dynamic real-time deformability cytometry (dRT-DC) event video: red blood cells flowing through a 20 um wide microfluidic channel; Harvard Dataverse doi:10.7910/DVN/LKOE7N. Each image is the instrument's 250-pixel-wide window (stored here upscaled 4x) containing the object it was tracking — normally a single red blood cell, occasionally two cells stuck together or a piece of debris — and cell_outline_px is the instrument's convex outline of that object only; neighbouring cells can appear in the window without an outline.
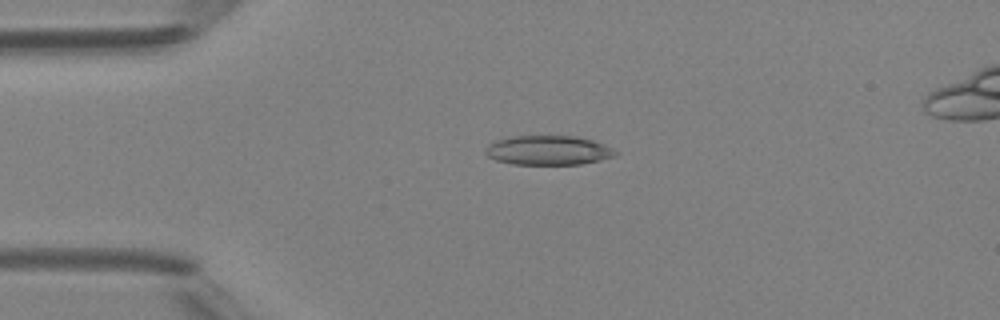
{"species": "Egyptian fruit bat (a non-hibernating species)", "species_latin": "Rousettus aegyptiacus", "temperature_condition": "room temperature", "stored_images_in_passage": 5, "camera_frame_rate_fps": 3000, "um_per_image_px": 0.085, "animal": {"sex": "female"}, "frame": {"image": 1, "passage_image": 3, "time_ms": 2.333, "image_size_px": [1000, 320], "cell_outline_px": [[620, 152], [616, 156], [600, 160], [580, 164], [512, 164], [496, 160], [488, 156], [484, 152], [484, 148], [488, 144], [496, 140], [512, 136], [572, 136], [592, 140], [604, 144]], "centroid_in_image_um": [46.59, 12.77], "position_along_channel_um": 38.4, "area_um2": 22.31}}